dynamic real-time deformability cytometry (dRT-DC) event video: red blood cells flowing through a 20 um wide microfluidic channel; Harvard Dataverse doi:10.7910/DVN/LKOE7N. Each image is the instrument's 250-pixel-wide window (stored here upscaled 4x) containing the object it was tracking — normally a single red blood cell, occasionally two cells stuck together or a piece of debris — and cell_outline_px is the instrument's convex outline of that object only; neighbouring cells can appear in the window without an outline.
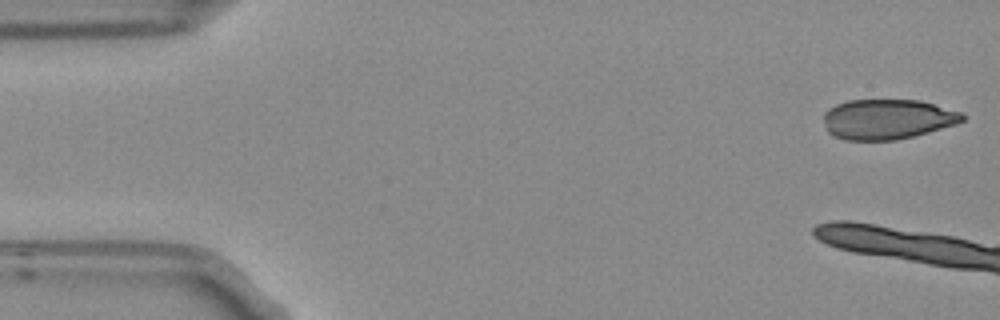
{"species": "Egyptian fruit bat (a non-hibernating species)", "species_latin": "Rousettus aegyptiacus", "temperature_condition": "room temperature", "stored_images_in_passage": 4, "camera_frame_rate_fps": 3000, "um_per_image_px": 0.085, "frame": {"image": 1, "passage_image": 1, "time_ms": 0.0, "image_size_px": [1000, 320], "cell_outline_px": [[964, 120], [956, 124], [928, 132], [896, 140], [844, 140], [828, 132], [824, 120], [824, 112], [828, 108], [836, 104], [848, 100], [920, 100], [960, 112], [964, 116]], "centroid_in_image_um": [75.4, 10.13], "position_along_channel_um": 9.6, "area_um2": 32.25}}